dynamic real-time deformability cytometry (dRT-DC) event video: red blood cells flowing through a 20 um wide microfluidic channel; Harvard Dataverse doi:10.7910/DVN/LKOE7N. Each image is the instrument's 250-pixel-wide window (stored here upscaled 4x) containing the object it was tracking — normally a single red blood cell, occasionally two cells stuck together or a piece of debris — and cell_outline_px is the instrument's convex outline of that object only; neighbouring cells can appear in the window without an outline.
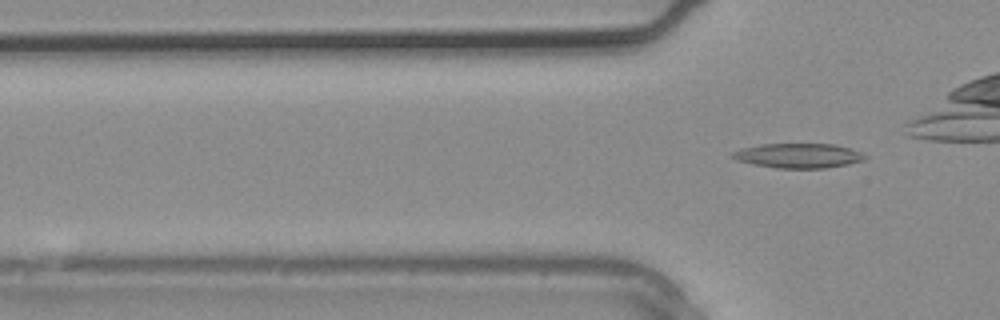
{"species": "common noctule bat (a hibernating species)", "species_latin": "Nyctalus noctula", "temperature_condition": "warm", "stored_images_in_passage": 3, "camera_frame_rate_fps": 3000, "um_per_image_px": 0.085, "animal": {"sex": "male", "body_mass_g": 20.4}, "frame": {"image": 1, "passage_image": 3, "time_ms": 0.667, "image_size_px": [1000, 320], "cell_outline_px": [[868, 156], [864, 160], [848, 164], [824, 168], [776, 168], [736, 160], [732, 156], [732, 152], [740, 148], [760, 144], [836, 144], [860, 152]], "centroid_in_image_um": [67.86, 13.22], "position_along_channel_um": 57.9, "area_um2": 18.9}}